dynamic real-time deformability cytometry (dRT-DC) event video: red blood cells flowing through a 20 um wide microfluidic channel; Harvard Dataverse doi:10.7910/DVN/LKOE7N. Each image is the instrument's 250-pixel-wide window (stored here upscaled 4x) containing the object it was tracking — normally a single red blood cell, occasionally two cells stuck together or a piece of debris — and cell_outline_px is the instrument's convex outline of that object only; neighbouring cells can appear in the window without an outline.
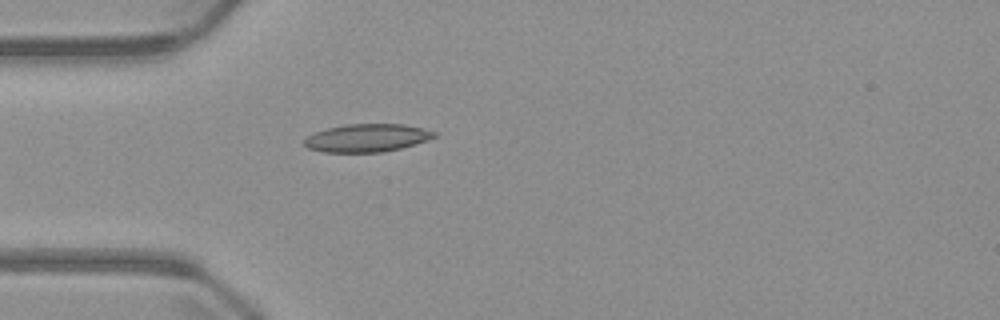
{"species": "common noctule bat (a hibernating species)", "species_latin": "Nyctalus noctula", "temperature_condition": "warm", "stored_images_in_passage": 4, "camera_frame_rate_fps": 3000, "um_per_image_px": 0.085, "animal": {"sex": "male", "body_mass_g": 23.1, "forearm_length_mm": 52.7}, "frame": {"image": 1, "passage_image": 4, "time_ms": 3.667, "image_size_px": [1000, 320], "cell_outline_px": [[436, 136], [400, 148], [384, 152], [324, 152], [308, 148], [304, 144], [304, 140], [308, 136], [316, 132], [328, 128], [344, 124], [404, 124], [424, 128], [436, 132]], "centroid_in_image_um": [31.18, 11.71], "position_along_channel_um": 53.8, "area_um2": 20.92}}